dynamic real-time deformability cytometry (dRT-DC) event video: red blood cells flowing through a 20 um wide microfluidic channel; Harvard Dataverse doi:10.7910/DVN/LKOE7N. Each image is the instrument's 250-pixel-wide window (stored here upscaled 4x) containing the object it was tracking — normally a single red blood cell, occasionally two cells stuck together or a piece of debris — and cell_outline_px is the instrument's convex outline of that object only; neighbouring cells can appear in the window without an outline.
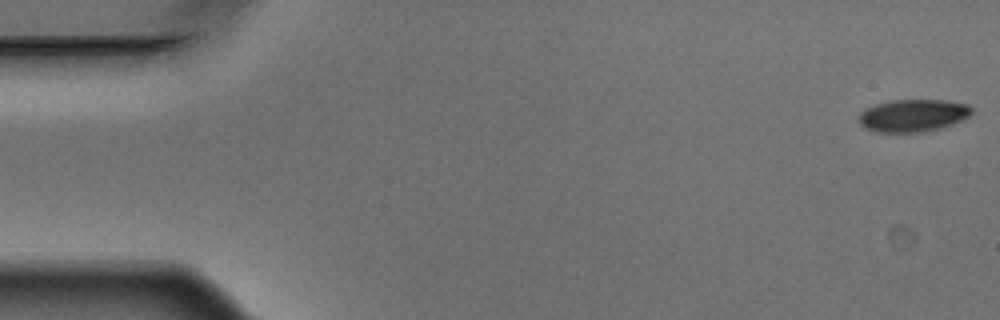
{"species": "Egyptian fruit bat (a non-hibernating species)", "species_latin": "Rousettus aegyptiacus", "temperature_condition": "warm", "stored_images_in_passage": 5, "segment_of_instrument_passage": [1, 2], "camera_frame_rate_fps": 3000, "um_per_image_px": 0.085, "animal": {"sex": "male"}, "frame": {"image": 1, "passage_image": 1, "time_ms": 0.0, "image_size_px": [1000, 320], "cell_outline_px": [[972, 112], [968, 116], [952, 124], [940, 128], [924, 132], [876, 132], [864, 128], [860, 124], [856, 116], [860, 112], [876, 104], [892, 100], [948, 100], [968, 104], [972, 108]], "centroid_in_image_um": [77.58, 9.82], "position_along_channel_um": 7.4, "area_um2": 21.44}}